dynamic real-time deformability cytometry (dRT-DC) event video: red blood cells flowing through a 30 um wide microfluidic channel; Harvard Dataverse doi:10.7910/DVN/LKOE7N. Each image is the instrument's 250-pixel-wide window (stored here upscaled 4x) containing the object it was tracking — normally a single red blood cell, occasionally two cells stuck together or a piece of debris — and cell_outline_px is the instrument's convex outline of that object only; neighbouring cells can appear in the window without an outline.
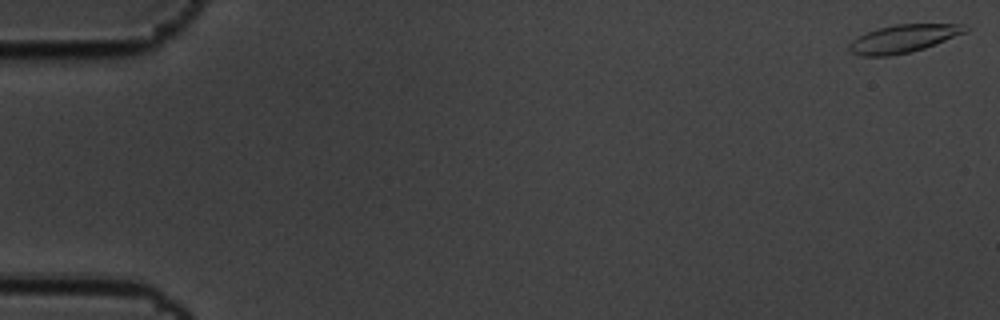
{"species": "common noctule bat (a hibernating species)", "species_latin": "Nyctalus noctula", "temperature_condition": "cold", "stored_images_in_passage": 59, "camera_frame_rate_fps": 3000, "um_per_image_px": 0.085, "animal": {"sex": "male", "body_mass_g": 19.5, "forearm_length_mm": 54.6}, "frame": {"image": 1, "passage_image": 1, "time_ms": 0.0, "image_size_px": [1000, 320], "cell_outline_px": [[968, 28], [964, 32], [924, 48], [908, 52], [888, 56], [860, 56], [852, 52], [848, 48], [848, 44], [852, 40], [868, 32], [880, 28], [896, 24], [960, 24]], "centroid_in_image_um": [76.72, 3.29], "position_along_channel_um": 8.3, "area_um2": 18.32}}
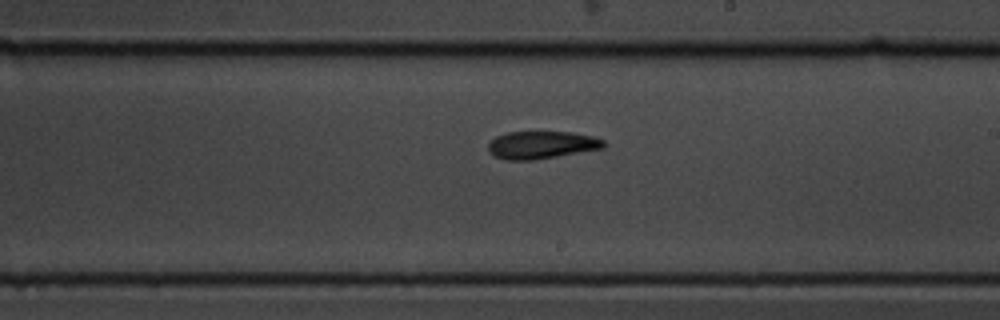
{"frame": {"image": 2, "passage_image": 35, "time_ms": 11.333, "image_size_px": [1000, 320], "cell_outline_px": [[604, 148], [532, 160], [504, 160], [492, 156], [488, 152], [488, 144], [496, 136], [508, 132], [572, 132], [592, 136], [604, 140]], "centroid_in_image_um": [45.98, 12.32], "position_along_channel_um": 243.0, "area_um2": 18.55}}
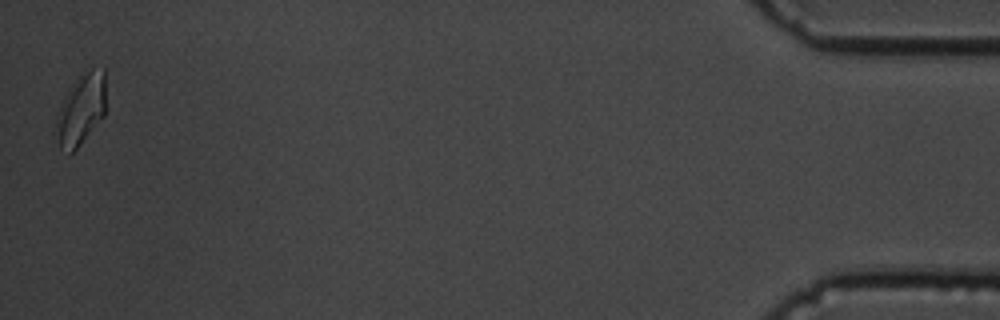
{"frame": {"image": 3, "passage_image": 59, "time_ms": 19.333, "image_size_px": [1000, 320], "cell_outline_px": [[104, 116], [76, 148], [68, 156], [60, 148], [52, 132], [56, 116], [60, 104], [68, 88], [88, 64], [104, 68]], "centroid_in_image_um": [6.82, 9.26], "position_along_channel_um": 428.4, "area_um2": 21.44}, "authors_computed_cell_mechanics": {"area_um2": 18.9584, "velocity_mm_per_s": 3.4012, "shape_relaxation_time_tau1_ms": 2.9805, "shape_relaxation_time_tau2_ms": 3.3324, "deformation_change_tau1": 0.175, "deformation_change_tau2": 0.1122}}